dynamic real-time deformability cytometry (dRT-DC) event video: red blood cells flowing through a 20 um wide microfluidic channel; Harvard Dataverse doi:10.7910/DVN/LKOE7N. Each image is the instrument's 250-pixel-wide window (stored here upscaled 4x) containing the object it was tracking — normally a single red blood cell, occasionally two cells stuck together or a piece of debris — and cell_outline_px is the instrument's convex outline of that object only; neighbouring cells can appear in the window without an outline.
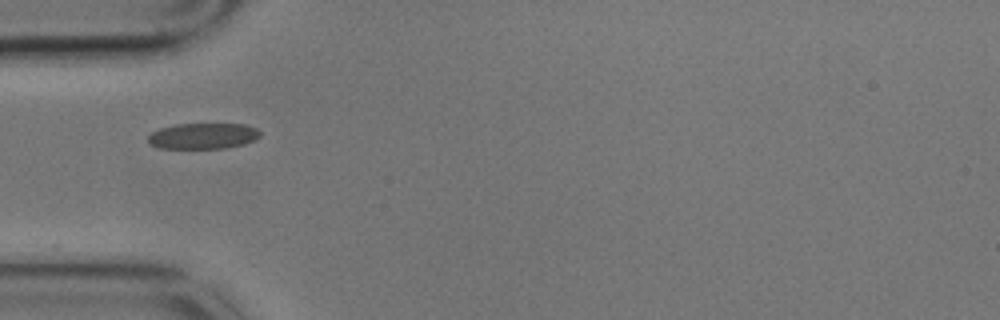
{"species": "common noctule bat (a hibernating species)", "species_latin": "Nyctalus noctula", "temperature_condition": "cold", "stored_images_in_passage": 6, "camera_frame_rate_fps": 3000, "um_per_image_px": 0.085, "animal": {"sex": "male", "body_mass_g": 17.9}, "frame": {"image": 1, "passage_image": 1, "time_ms": 0.0, "image_size_px": [1000, 320], "cell_outline_px": [[260, 136], [256, 140], [244, 144], [228, 148], [160, 148], [148, 144], [148, 136], [152, 132], [160, 128], [176, 124], [244, 124], [256, 128], [260, 132]], "centroid_in_image_um": [17.26, 11.56], "position_along_channel_um": 67.7, "area_um2": 16.99}}
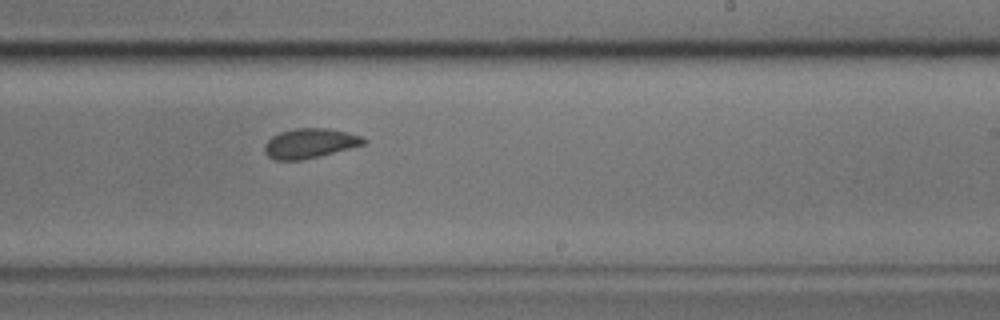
{"frame": {"image": 2, "passage_image": 6, "time_ms": 1.667, "image_size_px": [1000, 320], "cell_outline_px": [[368, 144], [300, 160], [272, 160], [264, 152], [264, 144], [272, 136], [280, 132], [296, 128], [328, 128], [348, 132], [360, 136], [368, 140]], "centroid_in_image_um": [26.34, 12.18], "position_along_channel_um": 262.7, "area_um2": 17.22}}